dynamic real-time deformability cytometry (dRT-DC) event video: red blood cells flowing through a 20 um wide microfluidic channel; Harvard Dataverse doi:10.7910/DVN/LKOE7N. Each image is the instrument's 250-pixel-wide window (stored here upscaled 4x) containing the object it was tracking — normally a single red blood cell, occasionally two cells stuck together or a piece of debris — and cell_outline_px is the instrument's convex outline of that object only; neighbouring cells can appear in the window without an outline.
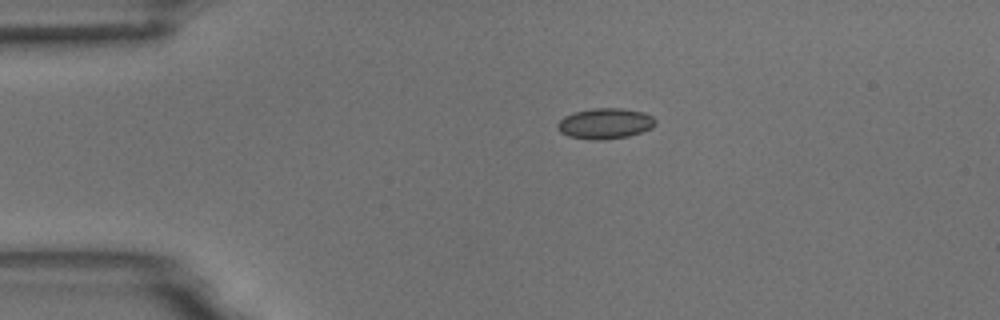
{"species": "common noctule bat (a hibernating species)", "species_latin": "Nyctalus noctula", "temperature_condition": "room temperature", "stored_images_in_passage": 7, "camera_frame_rate_fps": 3000, "um_per_image_px": 0.085, "animal": {"sex": "male", "body_mass_g": 18.8}, "frame": {"image": 1, "passage_image": 1, "time_ms": 0.0, "image_size_px": [1000, 320], "cell_outline_px": [[656, 124], [652, 128], [628, 136], [600, 140], [592, 140], [568, 136], [560, 132], [556, 128], [556, 124], [564, 116], [576, 112], [592, 108], [620, 108], [644, 112], [652, 116], [656, 120]], "centroid_in_image_um": [51.42, 10.5], "position_along_channel_um": 33.6, "area_um2": 17.51}}
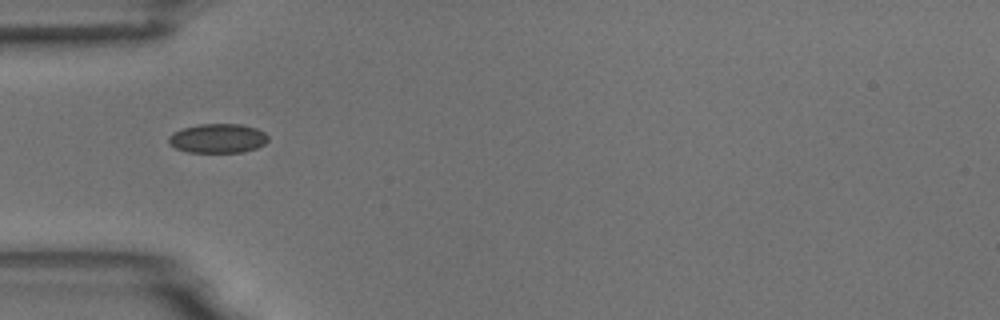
{"frame": {"image": 2, "passage_image": 3, "time_ms": 0.667, "image_size_px": [1000, 320], "cell_outline_px": [[268, 140], [264, 144], [256, 148], [240, 152], [188, 152], [176, 148], [168, 144], [168, 136], [172, 132], [184, 128], [200, 124], [240, 124], [256, 128], [264, 132], [268, 136]], "centroid_in_image_um": [18.49, 11.76], "position_along_channel_um": 66.5, "area_um2": 16.94}}
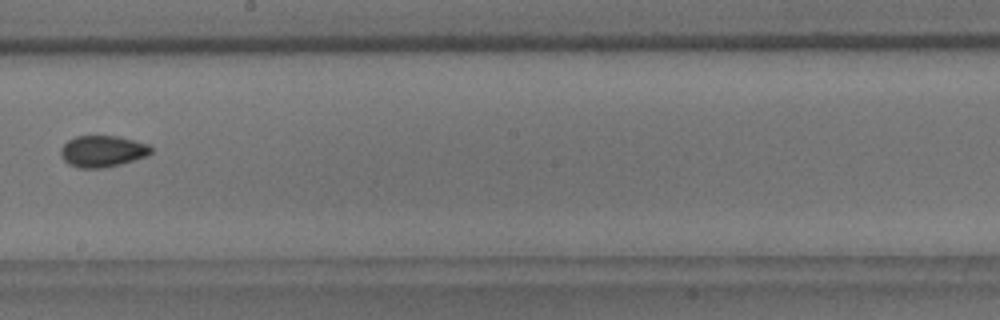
{"frame": {"image": 3, "passage_image": 7, "time_ms": 2.0, "image_size_px": [1000, 320], "cell_outline_px": [[152, 152], [148, 156], [120, 164], [104, 168], [80, 168], [68, 164], [60, 156], [60, 148], [68, 140], [76, 136], [116, 136], [148, 144], [152, 148]], "centroid_in_image_um": [8.7, 12.86], "position_along_channel_um": 239.5, "area_um2": 16.59}}